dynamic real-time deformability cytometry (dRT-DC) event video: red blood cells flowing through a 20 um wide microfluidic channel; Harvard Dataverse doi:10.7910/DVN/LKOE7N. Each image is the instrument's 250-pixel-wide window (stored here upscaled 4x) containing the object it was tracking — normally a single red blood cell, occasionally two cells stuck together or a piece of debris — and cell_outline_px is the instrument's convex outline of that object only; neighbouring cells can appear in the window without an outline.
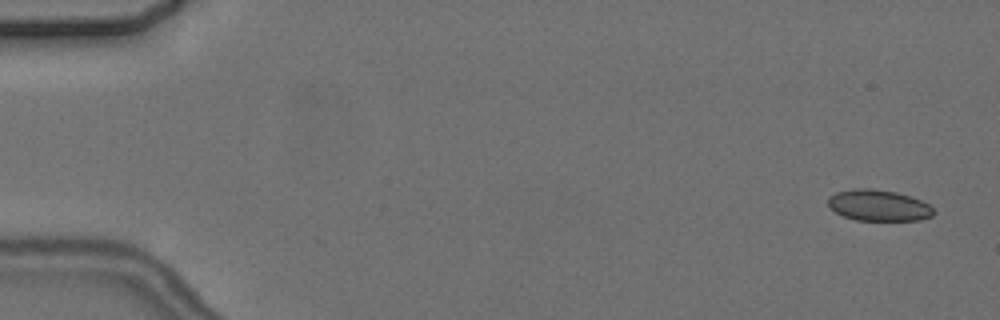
{"species": "common noctule bat (a hibernating species)", "species_latin": "Nyctalus noctula", "temperature_condition": "cold", "stored_images_in_passage": 4, "camera_frame_rate_fps": 3000, "um_per_image_px": 0.085, "animal": {"sex": "female", "body_mass_g": 24.6, "forearm_length_mm": 56.2}, "frame": {"image": 1, "passage_image": 1, "time_ms": 0.0, "image_size_px": [1000, 320], "cell_outline_px": [[936, 212], [932, 216], [920, 220], [856, 220], [844, 216], [836, 212], [828, 204], [828, 196], [836, 192], [856, 188], [872, 188], [896, 192], [920, 200], [928, 204]], "centroid_in_image_um": [74.68, 17.45], "position_along_channel_um": 10.3, "area_um2": 19.07}}
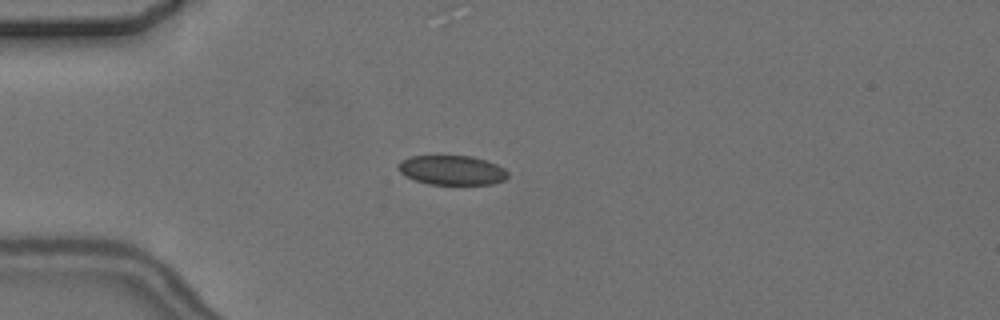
{"frame": {"image": 2, "passage_image": 3, "time_ms": 4.333, "image_size_px": [1000, 320], "cell_outline_px": [[508, 176], [504, 180], [492, 184], [428, 184], [416, 180], [400, 172], [396, 168], [396, 164], [400, 160], [412, 156], [472, 156], [496, 164], [504, 168], [508, 172]], "centroid_in_image_um": [38.4, 14.46], "position_along_channel_um": 46.6, "area_um2": 18.79}}